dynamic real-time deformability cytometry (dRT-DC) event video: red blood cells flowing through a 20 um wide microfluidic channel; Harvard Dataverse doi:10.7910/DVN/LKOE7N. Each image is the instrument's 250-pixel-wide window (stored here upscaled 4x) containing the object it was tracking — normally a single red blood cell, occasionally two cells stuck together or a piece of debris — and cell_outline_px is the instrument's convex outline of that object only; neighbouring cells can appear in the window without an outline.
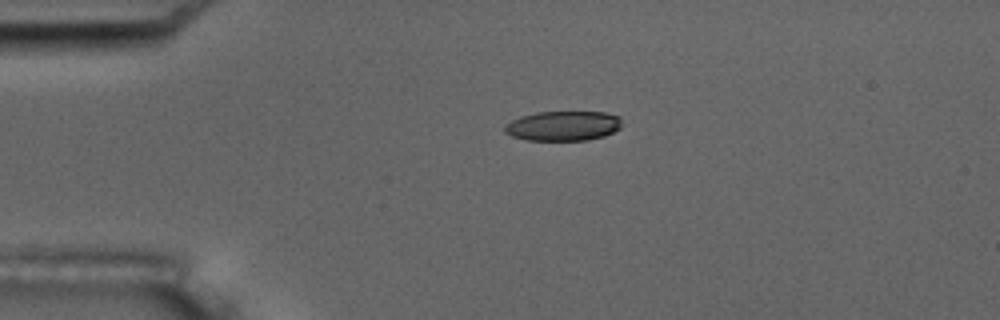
{"species": "common noctule bat (a hibernating species)", "species_latin": "Nyctalus noctula", "temperature_condition": "room temperature", "stored_images_in_passage": 2, "camera_frame_rate_fps": 3000, "um_per_image_px": 0.085, "animal": {"sex": "male", "body_mass_g": 17.5, "forearm_length_mm": 52.3}, "frame": {"image": 1, "passage_image": 1, "time_ms": 0.0, "image_size_px": [1000, 320], "cell_outline_px": [[620, 128], [604, 136], [588, 140], [528, 140], [512, 136], [504, 132], [504, 128], [512, 120], [520, 116], [536, 112], [604, 112], [620, 116]], "centroid_in_image_um": [47.87, 10.7], "position_along_channel_um": 37.1, "area_um2": 20.23}}